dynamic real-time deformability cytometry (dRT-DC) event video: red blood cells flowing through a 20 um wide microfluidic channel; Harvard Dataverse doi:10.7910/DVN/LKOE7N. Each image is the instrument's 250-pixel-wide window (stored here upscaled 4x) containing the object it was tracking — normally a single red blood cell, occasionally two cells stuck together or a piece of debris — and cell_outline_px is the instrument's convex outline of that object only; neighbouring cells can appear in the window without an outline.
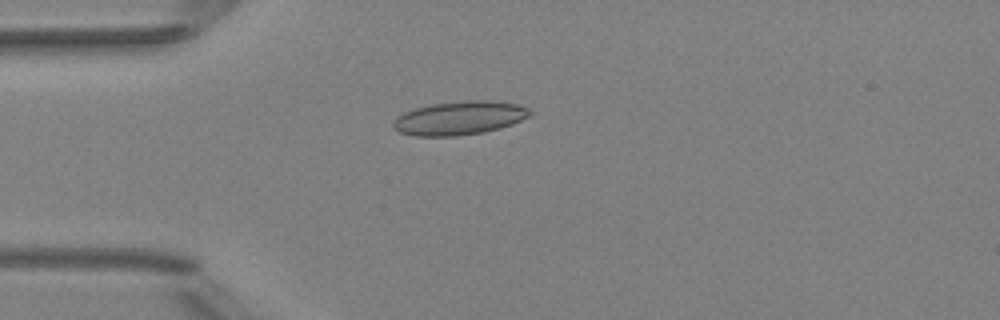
{"species": "Egyptian fruit bat (a non-hibernating species)", "species_latin": "Rousettus aegyptiacus", "temperature_condition": "room temperature", "stored_images_in_passage": 2, "camera_frame_rate_fps": 3000, "um_per_image_px": 0.085, "animal": {"sex": "female"}, "frame": {"image": 1, "passage_image": 2, "time_ms": 1.0, "image_size_px": [1000, 320], "cell_outline_px": [[532, 112], [528, 116], [512, 124], [500, 128], [484, 132], [456, 136], [416, 136], [400, 132], [392, 128], [392, 120], [396, 116], [404, 112], [416, 108], [432, 104], [468, 100], [492, 100], [520, 104], [528, 108]], "centroid_in_image_um": [39.04, 10.03], "position_along_channel_um": 46.0, "area_um2": 26.93}}